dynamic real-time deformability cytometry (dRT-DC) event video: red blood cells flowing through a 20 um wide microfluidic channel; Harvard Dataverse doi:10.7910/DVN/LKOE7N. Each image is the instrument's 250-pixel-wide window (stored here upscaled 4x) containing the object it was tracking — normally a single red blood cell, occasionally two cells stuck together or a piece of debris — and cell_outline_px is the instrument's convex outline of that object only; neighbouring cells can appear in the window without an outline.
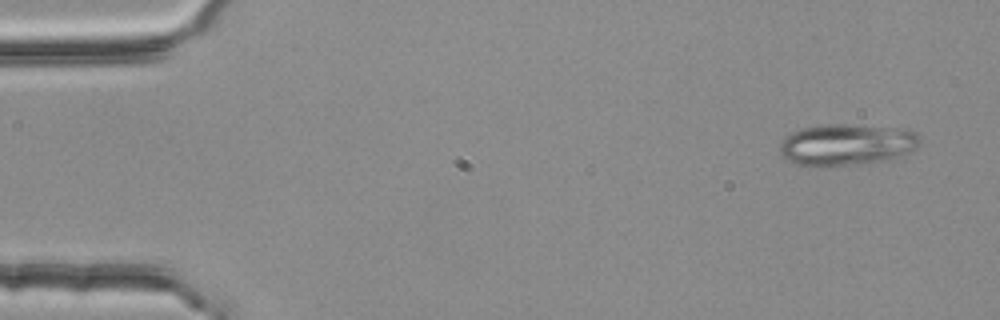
{"species": "common noctule bat (a hibernating species)", "species_latin": "Nyctalus noctula", "temperature_condition": "room temperature", "stored_images_in_passage": 5, "camera_frame_rate_fps": 3000, "um_per_image_px": 0.085, "animal": {"sex": "female", "body_mass_g": 25.1}, "frame": {"image": 1, "passage_image": 1, "time_ms": 0.0, "image_size_px": [1000, 320], "cell_outline_px": [[920, 144], [912, 152], [904, 156], [888, 160], [816, 168], [800, 164], [788, 160], [780, 156], [780, 144], [784, 136], [800, 128], [820, 124], [844, 124], [908, 128], [916, 132], [920, 140]], "centroid_in_image_um": [71.98, 12.29], "position_along_channel_um": 13.0, "area_um2": 34.68}}